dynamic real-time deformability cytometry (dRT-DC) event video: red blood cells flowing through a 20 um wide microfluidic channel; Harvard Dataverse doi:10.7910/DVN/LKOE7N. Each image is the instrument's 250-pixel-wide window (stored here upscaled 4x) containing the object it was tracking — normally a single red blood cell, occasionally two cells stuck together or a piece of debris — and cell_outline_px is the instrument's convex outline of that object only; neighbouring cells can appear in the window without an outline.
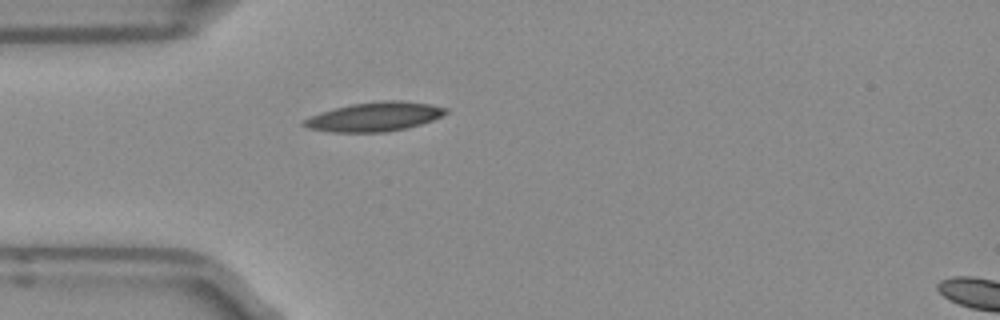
{"species": "Egyptian fruit bat (a non-hibernating species)", "species_latin": "Rousettus aegyptiacus", "temperature_condition": "room temperature", "stored_images_in_passage": 32, "camera_frame_rate_fps": 3000, "um_per_image_px": 0.085, "frame": {"image": 1, "passage_image": 1, "time_ms": 0.0, "image_size_px": [1000, 320], "cell_outline_px": [[448, 112], [432, 120], [420, 124], [404, 128], [384, 132], [332, 132], [308, 128], [300, 124], [304, 120], [320, 112], [352, 104], [380, 100], [404, 100], [432, 104], [448, 108]], "centroid_in_image_um": [31.85, 9.91], "position_along_channel_um": 53.1, "area_um2": 23.99}}
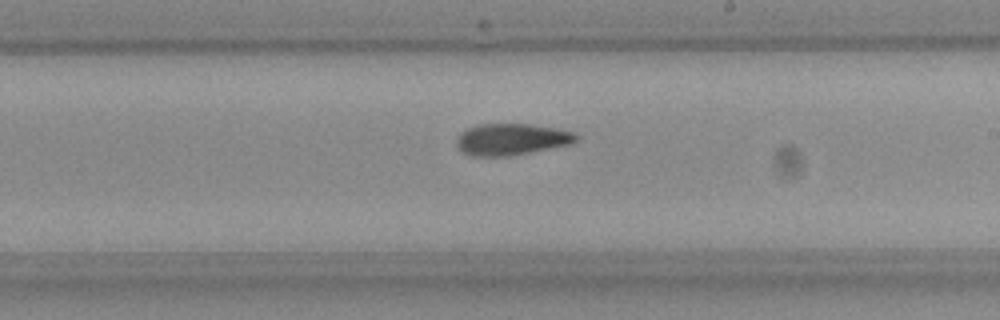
{"frame": {"image": 2, "passage_image": 16, "time_ms": 5.0, "image_size_px": [1000, 320], "cell_outline_px": [[580, 136], [572, 144], [508, 156], [472, 156], [464, 152], [456, 144], [456, 136], [460, 132], [476, 124], [532, 124], [560, 128], [572, 132]], "centroid_in_image_um": [43.48, 11.83], "position_along_channel_um": 245.5, "area_um2": 22.14}}
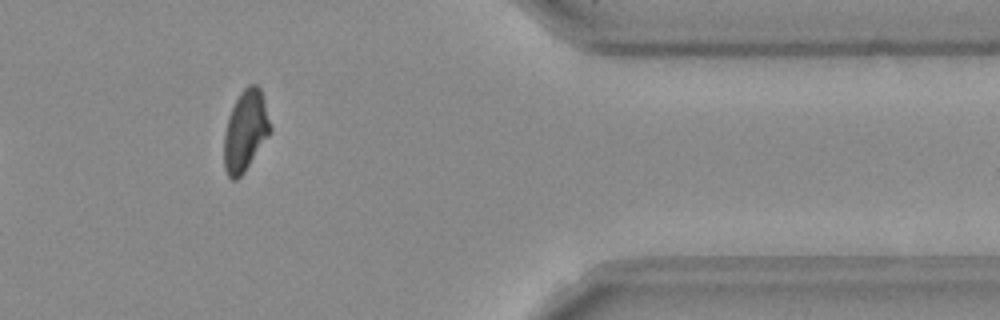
{"frame": {"image": 3, "passage_image": 29, "time_ms": 9.333, "image_size_px": [1000, 320], "cell_outline_px": [[272, 132], [244, 172], [236, 180], [232, 180], [228, 176], [224, 168], [224, 132], [228, 116], [240, 92], [248, 84], [256, 84], [260, 88], [272, 128]], "centroid_in_image_um": [20.86, 11.13], "position_along_channel_um": 390.5, "area_um2": 21.85}, "authors_computed_cell_mechanics": {"area_um2": 22.3108, "velocity_mm_per_s": 3.9526, "shape_relaxation_time_tau1_ms": 6.6438, "shape_relaxation_time_tau2_ms": 5.3695, "deformation_change_tau1": 0.1823, "deformation_change_tau2": 0.1176}}